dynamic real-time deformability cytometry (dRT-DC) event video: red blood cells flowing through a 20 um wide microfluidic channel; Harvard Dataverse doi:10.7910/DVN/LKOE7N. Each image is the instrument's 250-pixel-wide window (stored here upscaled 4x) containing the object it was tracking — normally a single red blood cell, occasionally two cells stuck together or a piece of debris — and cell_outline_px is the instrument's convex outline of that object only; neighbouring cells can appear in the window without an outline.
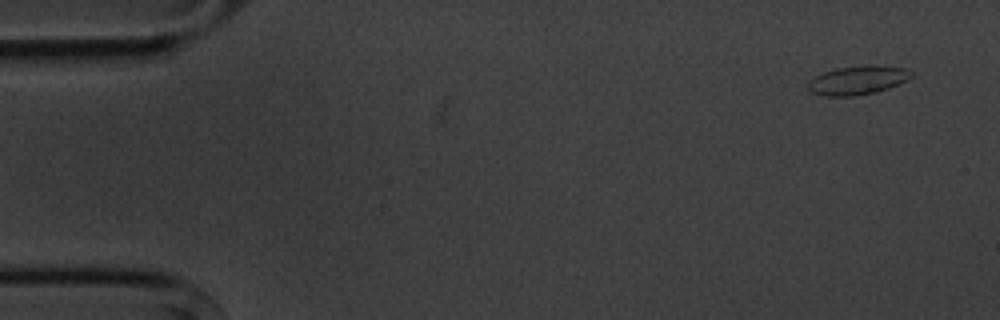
{"species": "common noctule bat (a hibernating species)", "species_latin": "Nyctalus noctula", "temperature_condition": "cold", "stored_images_in_passage": 6, "camera_frame_rate_fps": 3000, "um_per_image_px": 0.085, "animal": {"sex": "male", "body_mass_g": 20.1, "forearm_length_mm": 53.5}, "frame": {"image": 1, "passage_image": 1, "time_ms": 0.0, "image_size_px": [1000, 320], "cell_outline_px": [[916, 72], [908, 80], [900, 84], [876, 92], [852, 96], [828, 96], [812, 92], [808, 88], [808, 80], [824, 72], [836, 68], [868, 64], [876, 64], [904, 68]], "centroid_in_image_um": [72.96, 6.79], "position_along_channel_um": 12.0, "area_um2": 17.57}}
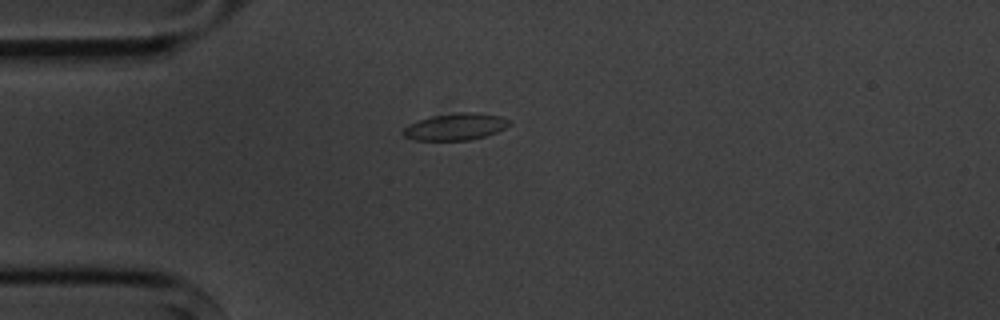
{"frame": {"image": 2, "passage_image": 4, "time_ms": 3.667, "image_size_px": [1000, 320], "cell_outline_px": [[512, 124], [496, 132], [484, 136], [468, 140], [416, 140], [404, 136], [400, 132], [408, 124], [416, 120], [432, 116], [452, 112], [476, 112], [500, 116], [512, 120]], "centroid_in_image_um": [38.71, 10.75], "position_along_channel_um": 46.3, "area_um2": 16.82}}